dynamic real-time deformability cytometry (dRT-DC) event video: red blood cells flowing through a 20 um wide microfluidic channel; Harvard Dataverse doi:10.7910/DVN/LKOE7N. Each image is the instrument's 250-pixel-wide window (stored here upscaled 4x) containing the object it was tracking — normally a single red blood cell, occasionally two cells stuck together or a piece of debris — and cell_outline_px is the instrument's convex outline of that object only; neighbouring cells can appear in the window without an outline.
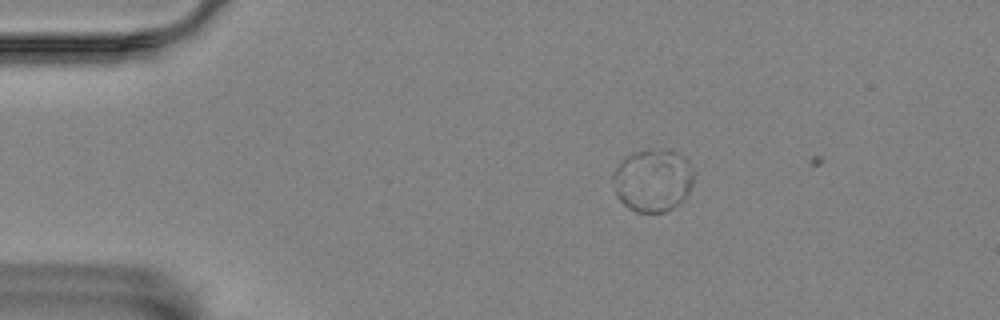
{"species": "Egyptian fruit bat (a non-hibernating species)", "species_latin": "Rousettus aegyptiacus", "temperature_condition": "room temperature", "stored_images_in_passage": 3, "camera_frame_rate_fps": 3000, "um_per_image_px": 0.085, "animal": {"sex": "female"}, "frame": {"image": 1, "passage_image": 1, "time_ms": 0.0, "image_size_px": [1000, 320], "cell_outline_px": [[692, 184], [688, 192], [672, 208], [664, 212], [636, 212], [628, 208], [616, 196], [612, 180], [612, 172], [624, 156], [632, 152], [648, 148], [676, 152], [684, 156], [688, 160], [692, 168]], "centroid_in_image_um": [55.43, 15.3], "position_along_channel_um": 29.6, "area_um2": 29.65}}